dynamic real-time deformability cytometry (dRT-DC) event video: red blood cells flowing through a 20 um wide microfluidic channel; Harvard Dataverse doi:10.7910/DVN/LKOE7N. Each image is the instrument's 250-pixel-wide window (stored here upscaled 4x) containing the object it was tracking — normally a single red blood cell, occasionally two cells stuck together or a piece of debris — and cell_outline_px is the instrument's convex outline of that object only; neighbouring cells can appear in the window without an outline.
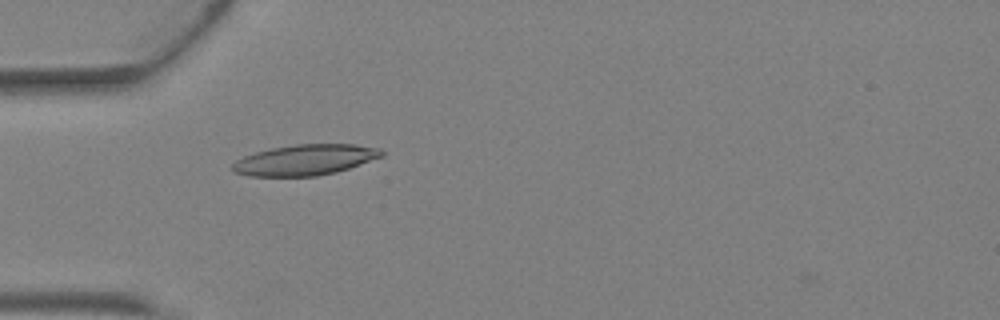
{"species": "Egyptian fruit bat (a non-hibernating species)", "species_latin": "Rousettus aegyptiacus", "temperature_condition": "warm", "stored_images_in_passage": 2, "camera_frame_rate_fps": 3000, "um_per_image_px": 0.085, "animal": {"sex": "female"}, "frame": {"image": 1, "passage_image": 2, "time_ms": 0.333, "image_size_px": [1000, 320], "cell_outline_px": [[384, 156], [336, 172], [316, 176], [248, 176], [232, 172], [232, 164], [236, 160], [244, 156], [256, 152], [272, 148], [296, 144], [356, 144], [380, 148], [384, 152]], "centroid_in_image_um": [25.93, 13.59], "position_along_channel_um": 59.1, "area_um2": 26.7}}